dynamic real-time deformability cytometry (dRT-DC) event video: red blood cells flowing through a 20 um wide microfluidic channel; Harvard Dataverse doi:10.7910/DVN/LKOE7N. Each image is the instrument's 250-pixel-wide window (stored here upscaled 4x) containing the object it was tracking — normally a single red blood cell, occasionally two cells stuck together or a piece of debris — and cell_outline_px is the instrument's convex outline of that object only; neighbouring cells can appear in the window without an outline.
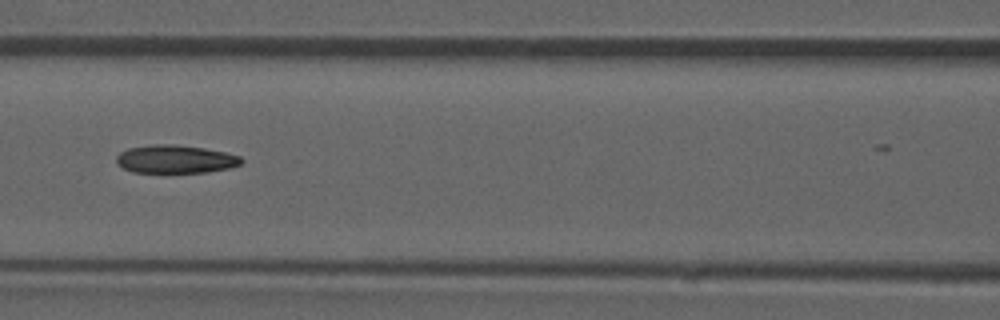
{"species": "common noctule bat (a hibernating species)", "species_latin": "Nyctalus noctula", "temperature_condition": "room temperature", "stored_images_in_passage": 18, "camera_frame_rate_fps": 3000, "um_per_image_px": 0.085, "animal": {"sex": "male", "forearm_length_mm": 52.5}, "frame": {"image": 1, "passage_image": 13, "time_ms": 4.0, "image_size_px": [1000, 320], "cell_outline_px": [[244, 160], [240, 164], [228, 168], [208, 172], [132, 172], [116, 164], [116, 156], [120, 152], [128, 148], [152, 144], [172, 144], [204, 148], [224, 152], [240, 156]], "centroid_in_image_um": [14.88, 13.52], "position_along_channel_um": 151.7, "area_um2": 20.46}}